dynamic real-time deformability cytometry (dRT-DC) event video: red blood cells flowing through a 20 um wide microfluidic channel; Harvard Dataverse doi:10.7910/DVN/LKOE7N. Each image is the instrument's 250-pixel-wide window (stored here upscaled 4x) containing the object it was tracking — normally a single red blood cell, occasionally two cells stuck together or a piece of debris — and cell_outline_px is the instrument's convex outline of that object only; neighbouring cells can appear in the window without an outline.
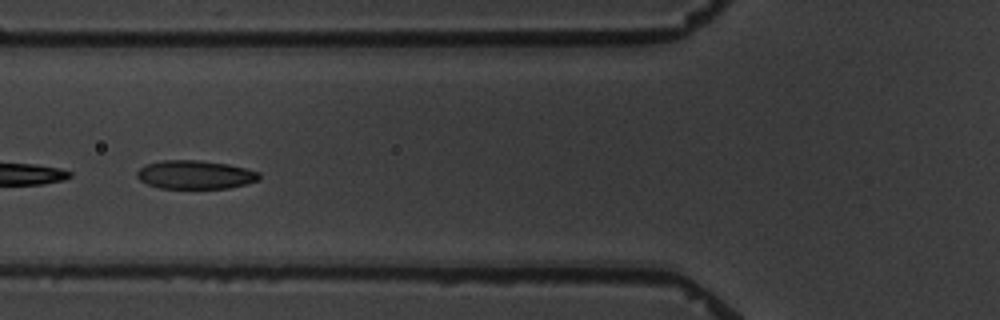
{"species": "common noctule bat (a hibernating species)", "species_latin": "Nyctalus noctula", "temperature_condition": "warm", "stored_images_in_passage": 12, "camera_frame_rate_fps": 3000, "um_per_image_px": 0.085, "animal": {"sex": "male", "body_mass_g": 19.5, "forearm_length_mm": 54.6}, "frame": {"image": 1, "passage_image": 3, "time_ms": 2.333, "image_size_px": [1000, 320], "cell_outline_px": [[260, 180], [228, 188], [160, 188], [148, 184], [140, 180], [136, 176], [136, 172], [144, 164], [160, 160], [200, 160], [228, 164], [260, 172]], "centroid_in_image_um": [16.57, 14.84], "position_along_channel_um": 109.2, "area_um2": 20.4}}
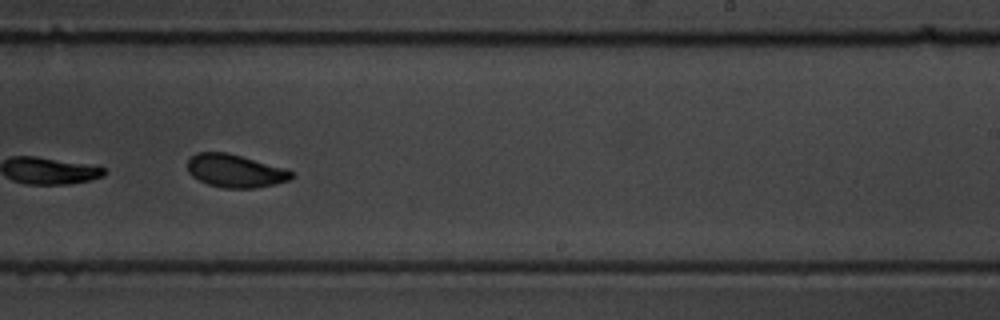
{"frame": {"image": 2, "passage_image": 7, "time_ms": 7.0, "image_size_px": [1000, 320], "cell_outline_px": [[292, 176], [288, 180], [276, 184], [256, 188], [224, 188], [208, 184], [192, 176], [188, 172], [188, 160], [196, 152], [228, 152], [284, 168], [292, 172]], "centroid_in_image_um": [19.97, 14.52], "position_along_channel_um": 269.0, "area_um2": 19.88}, "authors_computed_cell_mechanics": {"area_um2": 19.652, "velocity_mm_per_s": 3.4396, "shape_relaxation_time_tau1_ms": null, "shape_relaxation_time_tau2_ms": 3.4238, "deformation_change_tau1": null, "deformation_change_tau2": 0.057}}